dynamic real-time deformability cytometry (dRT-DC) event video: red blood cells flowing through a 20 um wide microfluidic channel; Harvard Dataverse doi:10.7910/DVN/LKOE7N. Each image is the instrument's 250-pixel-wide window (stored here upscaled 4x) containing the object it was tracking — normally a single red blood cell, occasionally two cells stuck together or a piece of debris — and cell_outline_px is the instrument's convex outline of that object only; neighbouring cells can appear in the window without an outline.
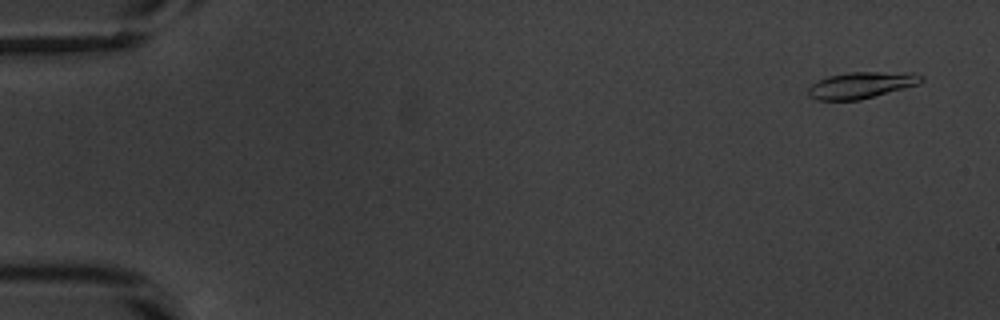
{"species": "common noctule bat (a hibernating species)", "species_latin": "Nyctalus noctula", "temperature_condition": "warm", "stored_images_in_passage": 54, "camera_frame_rate_fps": 3000, "um_per_image_px": 0.085, "animal": {"sex": "male", "body_mass_g": 20.1, "forearm_length_mm": 53.5}, "frame": {"image": 1, "passage_image": 3, "time_ms": 0.667, "image_size_px": [1000, 320], "cell_outline_px": [[924, 80], [920, 84], [860, 100], [816, 100], [808, 96], [808, 88], [812, 84], [828, 76], [848, 72], [912, 72], [924, 76]], "centroid_in_image_um": [73.25, 7.23], "position_along_channel_um": 11.8, "area_um2": 17.57}}
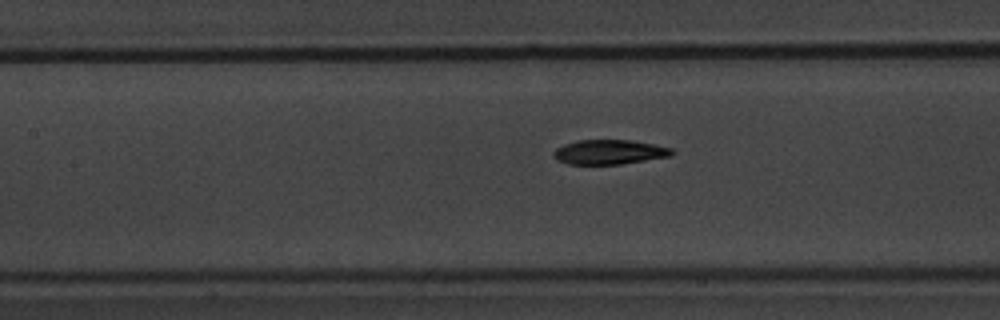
{"frame": {"image": 2, "passage_image": 25, "time_ms": 8.0, "image_size_px": [1000, 320], "cell_outline_px": [[676, 152], [672, 156], [620, 164], [568, 164], [556, 160], [552, 156], [552, 152], [556, 148], [564, 144], [576, 140], [628, 140], [652, 144], [672, 148]], "centroid_in_image_um": [51.77, 12.92], "position_along_channel_um": 155.6, "area_um2": 17.05}}
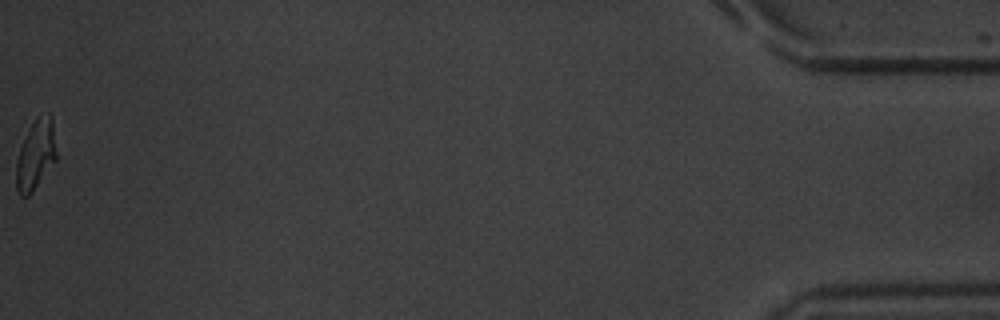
{"frame": {"image": 3, "passage_image": 54, "time_ms": 17.667, "image_size_px": [1000, 320], "cell_outline_px": [[56, 160], [32, 192], [28, 196], [20, 196], [16, 188], [16, 160], [20, 148], [36, 116], [48, 112], [52, 116], [56, 152]], "centroid_in_image_um": [3.04, 13.15], "position_along_channel_um": 432.2, "area_um2": 16.24}, "authors_computed_cell_mechanics": {"area_um2": 17.3111, "velocity_mm_per_s": 3.833, "shape_relaxation_time_tau1_ms": 3.6415, "shape_relaxation_time_tau2_ms": 2.0882, "deformation_change_tau1": 0.1568, "deformation_change_tau2": 0.0792}}